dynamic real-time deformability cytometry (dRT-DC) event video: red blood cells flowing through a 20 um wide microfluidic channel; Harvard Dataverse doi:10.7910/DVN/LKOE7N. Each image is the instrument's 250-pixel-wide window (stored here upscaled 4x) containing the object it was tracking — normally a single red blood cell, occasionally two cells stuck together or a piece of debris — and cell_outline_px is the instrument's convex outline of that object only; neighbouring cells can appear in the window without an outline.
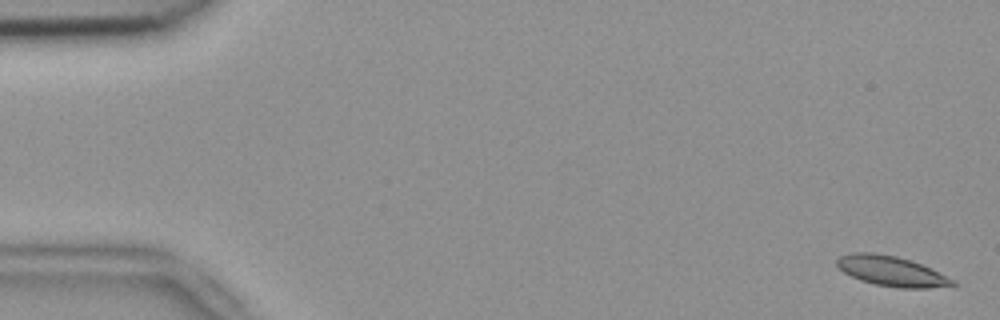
{"species": "common noctule bat (a hibernating species)", "species_latin": "Nyctalus noctula", "temperature_condition": "room temperature", "stored_images_in_passage": 54, "camera_frame_rate_fps": 3000, "um_per_image_px": 0.085, "animal": {"sex": "female", "body_mass_g": 18.4}, "frame": {"image": 1, "passage_image": 2, "time_ms": 0.333, "image_size_px": [1000, 320], "cell_outline_px": [[956, 284], [928, 288], [900, 288], [876, 284], [860, 280], [844, 272], [836, 264], [836, 260], [840, 256], [852, 252], [872, 252], [896, 256], [912, 260], [932, 268], [956, 280]], "centroid_in_image_um": [75.79, 23.03], "position_along_channel_um": 9.2, "area_um2": 20.29}}
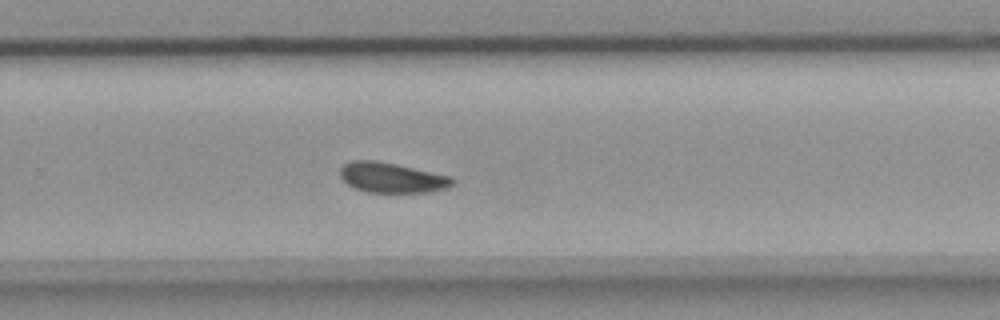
{"frame": {"image": 2, "passage_image": 36, "time_ms": 11.667, "image_size_px": [1000, 320], "cell_outline_px": [[452, 184], [448, 188], [432, 192], [368, 192], [356, 188], [348, 184], [340, 176], [340, 168], [344, 164], [352, 160], [376, 160], [396, 164], [452, 176]], "centroid_in_image_um": [33.31, 15.09], "position_along_channel_um": 296.5, "area_um2": 19.65}}
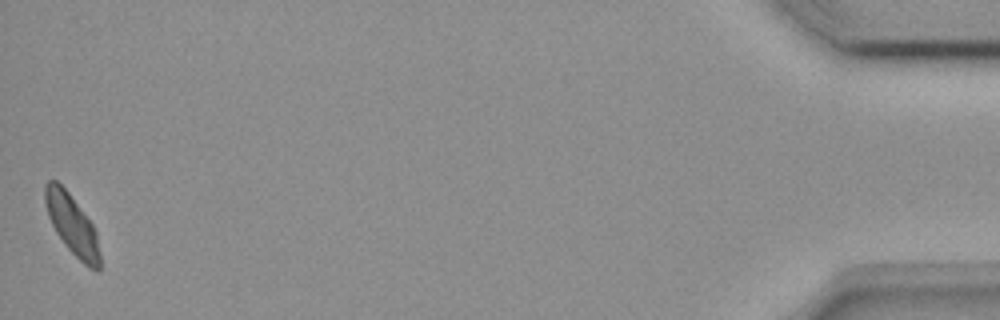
{"frame": {"image": 3, "passage_image": 54, "time_ms": 17.667, "image_size_px": [1000, 320], "cell_outline_px": [[100, 272], [96, 272], [88, 268], [64, 244], [56, 232], [48, 216], [44, 200], [44, 184], [48, 180], [56, 180], [68, 192], [92, 224], [96, 232], [100, 252]], "centroid_in_image_um": [6.13, 19.12], "position_along_channel_um": 429.1, "area_um2": 19.13}, "authors_computed_cell_mechanics": {"area_um2": 20.0277, "velocity_mm_per_s": 3.7665, "shape_relaxation_time_tau1_ms": 3.7562, "shape_relaxation_time_tau2_ms": 4.1211, "deformation_change_tau1": 0.1187, "deformation_change_tau2": 0.0819}}